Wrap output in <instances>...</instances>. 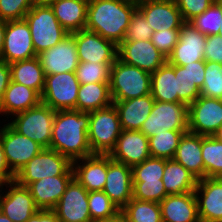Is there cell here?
I'll return each instance as SVG.
<instances>
[{"label": "cell", "instance_id": "obj_1", "mask_svg": "<svg viewBox=\"0 0 222 222\" xmlns=\"http://www.w3.org/2000/svg\"><path fill=\"white\" fill-rule=\"evenodd\" d=\"M90 112L58 110L52 126L50 149L71 161L93 155L89 141Z\"/></svg>", "mask_w": 222, "mask_h": 222}, {"label": "cell", "instance_id": "obj_2", "mask_svg": "<svg viewBox=\"0 0 222 222\" xmlns=\"http://www.w3.org/2000/svg\"><path fill=\"white\" fill-rule=\"evenodd\" d=\"M136 9L137 0H89L85 29L118 46Z\"/></svg>", "mask_w": 222, "mask_h": 222}, {"label": "cell", "instance_id": "obj_3", "mask_svg": "<svg viewBox=\"0 0 222 222\" xmlns=\"http://www.w3.org/2000/svg\"><path fill=\"white\" fill-rule=\"evenodd\" d=\"M112 101H125L151 94V73L125 64L118 58L110 69Z\"/></svg>", "mask_w": 222, "mask_h": 222}, {"label": "cell", "instance_id": "obj_4", "mask_svg": "<svg viewBox=\"0 0 222 222\" xmlns=\"http://www.w3.org/2000/svg\"><path fill=\"white\" fill-rule=\"evenodd\" d=\"M24 19L29 25L37 55L57 45L69 34L61 26L49 4L33 5Z\"/></svg>", "mask_w": 222, "mask_h": 222}, {"label": "cell", "instance_id": "obj_5", "mask_svg": "<svg viewBox=\"0 0 222 222\" xmlns=\"http://www.w3.org/2000/svg\"><path fill=\"white\" fill-rule=\"evenodd\" d=\"M60 175H74L72 161L56 150L43 148L15 174L14 180L27 187L42 178Z\"/></svg>", "mask_w": 222, "mask_h": 222}, {"label": "cell", "instance_id": "obj_6", "mask_svg": "<svg viewBox=\"0 0 222 222\" xmlns=\"http://www.w3.org/2000/svg\"><path fill=\"white\" fill-rule=\"evenodd\" d=\"M55 113L56 110L41 102L35 107L13 115L11 121L7 122L17 132L37 142L43 148H50Z\"/></svg>", "mask_w": 222, "mask_h": 222}, {"label": "cell", "instance_id": "obj_7", "mask_svg": "<svg viewBox=\"0 0 222 222\" xmlns=\"http://www.w3.org/2000/svg\"><path fill=\"white\" fill-rule=\"evenodd\" d=\"M122 132L118 112L112 104L90 112L88 141L93 154H109Z\"/></svg>", "mask_w": 222, "mask_h": 222}, {"label": "cell", "instance_id": "obj_8", "mask_svg": "<svg viewBox=\"0 0 222 222\" xmlns=\"http://www.w3.org/2000/svg\"><path fill=\"white\" fill-rule=\"evenodd\" d=\"M168 130H188V105L155 101L140 131L147 137Z\"/></svg>", "mask_w": 222, "mask_h": 222}, {"label": "cell", "instance_id": "obj_9", "mask_svg": "<svg viewBox=\"0 0 222 222\" xmlns=\"http://www.w3.org/2000/svg\"><path fill=\"white\" fill-rule=\"evenodd\" d=\"M80 83L75 72L46 75L42 103L53 110H76Z\"/></svg>", "mask_w": 222, "mask_h": 222}, {"label": "cell", "instance_id": "obj_10", "mask_svg": "<svg viewBox=\"0 0 222 222\" xmlns=\"http://www.w3.org/2000/svg\"><path fill=\"white\" fill-rule=\"evenodd\" d=\"M0 125V141L10 170L16 174L43 147L37 142L17 132L9 123Z\"/></svg>", "mask_w": 222, "mask_h": 222}, {"label": "cell", "instance_id": "obj_11", "mask_svg": "<svg viewBox=\"0 0 222 222\" xmlns=\"http://www.w3.org/2000/svg\"><path fill=\"white\" fill-rule=\"evenodd\" d=\"M222 125V99L199 96L188 106V131L212 136Z\"/></svg>", "mask_w": 222, "mask_h": 222}, {"label": "cell", "instance_id": "obj_12", "mask_svg": "<svg viewBox=\"0 0 222 222\" xmlns=\"http://www.w3.org/2000/svg\"><path fill=\"white\" fill-rule=\"evenodd\" d=\"M28 23L25 19L6 21L4 47L0 60L8 64L36 57Z\"/></svg>", "mask_w": 222, "mask_h": 222}, {"label": "cell", "instance_id": "obj_13", "mask_svg": "<svg viewBox=\"0 0 222 222\" xmlns=\"http://www.w3.org/2000/svg\"><path fill=\"white\" fill-rule=\"evenodd\" d=\"M3 186L7 189L2 187L0 193V211L12 222H26L39 210L27 187L15 180L4 182Z\"/></svg>", "mask_w": 222, "mask_h": 222}, {"label": "cell", "instance_id": "obj_14", "mask_svg": "<svg viewBox=\"0 0 222 222\" xmlns=\"http://www.w3.org/2000/svg\"><path fill=\"white\" fill-rule=\"evenodd\" d=\"M71 34L76 39L79 62L113 64L117 59L118 46L98 33L83 29Z\"/></svg>", "mask_w": 222, "mask_h": 222}, {"label": "cell", "instance_id": "obj_15", "mask_svg": "<svg viewBox=\"0 0 222 222\" xmlns=\"http://www.w3.org/2000/svg\"><path fill=\"white\" fill-rule=\"evenodd\" d=\"M117 58L125 64L136 66L151 74L167 62V57L151 40L122 41L118 45Z\"/></svg>", "mask_w": 222, "mask_h": 222}, {"label": "cell", "instance_id": "obj_16", "mask_svg": "<svg viewBox=\"0 0 222 222\" xmlns=\"http://www.w3.org/2000/svg\"><path fill=\"white\" fill-rule=\"evenodd\" d=\"M45 75L75 72L79 60L76 39L68 34L57 45L37 55Z\"/></svg>", "mask_w": 222, "mask_h": 222}, {"label": "cell", "instance_id": "obj_17", "mask_svg": "<svg viewBox=\"0 0 222 222\" xmlns=\"http://www.w3.org/2000/svg\"><path fill=\"white\" fill-rule=\"evenodd\" d=\"M53 211L60 222H93L89 213L88 191L73 178Z\"/></svg>", "mask_w": 222, "mask_h": 222}, {"label": "cell", "instance_id": "obj_18", "mask_svg": "<svg viewBox=\"0 0 222 222\" xmlns=\"http://www.w3.org/2000/svg\"><path fill=\"white\" fill-rule=\"evenodd\" d=\"M206 38L207 36L190 22H184L180 27L178 43L167 57V62L171 65L184 66L204 60Z\"/></svg>", "mask_w": 222, "mask_h": 222}, {"label": "cell", "instance_id": "obj_19", "mask_svg": "<svg viewBox=\"0 0 222 222\" xmlns=\"http://www.w3.org/2000/svg\"><path fill=\"white\" fill-rule=\"evenodd\" d=\"M137 9L154 32L180 29L184 23L175 0H137Z\"/></svg>", "mask_w": 222, "mask_h": 222}, {"label": "cell", "instance_id": "obj_20", "mask_svg": "<svg viewBox=\"0 0 222 222\" xmlns=\"http://www.w3.org/2000/svg\"><path fill=\"white\" fill-rule=\"evenodd\" d=\"M194 194L200 222H222V178L198 180Z\"/></svg>", "mask_w": 222, "mask_h": 222}, {"label": "cell", "instance_id": "obj_21", "mask_svg": "<svg viewBox=\"0 0 222 222\" xmlns=\"http://www.w3.org/2000/svg\"><path fill=\"white\" fill-rule=\"evenodd\" d=\"M103 192L121 210L133 198L132 168L108 155L106 182Z\"/></svg>", "mask_w": 222, "mask_h": 222}, {"label": "cell", "instance_id": "obj_22", "mask_svg": "<svg viewBox=\"0 0 222 222\" xmlns=\"http://www.w3.org/2000/svg\"><path fill=\"white\" fill-rule=\"evenodd\" d=\"M108 155L113 160L131 167L142 163L151 157L149 138L140 130H122L115 147Z\"/></svg>", "mask_w": 222, "mask_h": 222}, {"label": "cell", "instance_id": "obj_23", "mask_svg": "<svg viewBox=\"0 0 222 222\" xmlns=\"http://www.w3.org/2000/svg\"><path fill=\"white\" fill-rule=\"evenodd\" d=\"M107 167L108 154H93L72 161L74 178L88 192L103 191L106 182Z\"/></svg>", "mask_w": 222, "mask_h": 222}, {"label": "cell", "instance_id": "obj_24", "mask_svg": "<svg viewBox=\"0 0 222 222\" xmlns=\"http://www.w3.org/2000/svg\"><path fill=\"white\" fill-rule=\"evenodd\" d=\"M205 60L184 66L175 65L178 103L192 104L200 95L204 83Z\"/></svg>", "mask_w": 222, "mask_h": 222}, {"label": "cell", "instance_id": "obj_25", "mask_svg": "<svg viewBox=\"0 0 222 222\" xmlns=\"http://www.w3.org/2000/svg\"><path fill=\"white\" fill-rule=\"evenodd\" d=\"M73 178L74 175L42 178L30 183L27 188L39 210H53Z\"/></svg>", "mask_w": 222, "mask_h": 222}, {"label": "cell", "instance_id": "obj_26", "mask_svg": "<svg viewBox=\"0 0 222 222\" xmlns=\"http://www.w3.org/2000/svg\"><path fill=\"white\" fill-rule=\"evenodd\" d=\"M159 205L162 222H200L194 192L167 195Z\"/></svg>", "mask_w": 222, "mask_h": 222}, {"label": "cell", "instance_id": "obj_27", "mask_svg": "<svg viewBox=\"0 0 222 222\" xmlns=\"http://www.w3.org/2000/svg\"><path fill=\"white\" fill-rule=\"evenodd\" d=\"M154 102L151 94L125 101H113L122 130H140L150 115Z\"/></svg>", "mask_w": 222, "mask_h": 222}, {"label": "cell", "instance_id": "obj_28", "mask_svg": "<svg viewBox=\"0 0 222 222\" xmlns=\"http://www.w3.org/2000/svg\"><path fill=\"white\" fill-rule=\"evenodd\" d=\"M42 102L41 95L32 88L10 81L0 103V115L11 116L26 111Z\"/></svg>", "mask_w": 222, "mask_h": 222}, {"label": "cell", "instance_id": "obj_29", "mask_svg": "<svg viewBox=\"0 0 222 222\" xmlns=\"http://www.w3.org/2000/svg\"><path fill=\"white\" fill-rule=\"evenodd\" d=\"M202 135L187 131L180 139L174 160L182 164L198 180L204 178V161L201 156Z\"/></svg>", "mask_w": 222, "mask_h": 222}, {"label": "cell", "instance_id": "obj_30", "mask_svg": "<svg viewBox=\"0 0 222 222\" xmlns=\"http://www.w3.org/2000/svg\"><path fill=\"white\" fill-rule=\"evenodd\" d=\"M89 0H53L49 5L61 26L69 33L85 29Z\"/></svg>", "mask_w": 222, "mask_h": 222}, {"label": "cell", "instance_id": "obj_31", "mask_svg": "<svg viewBox=\"0 0 222 222\" xmlns=\"http://www.w3.org/2000/svg\"><path fill=\"white\" fill-rule=\"evenodd\" d=\"M162 182L168 195H182L194 192L198 179L182 164L172 159H165Z\"/></svg>", "mask_w": 222, "mask_h": 222}, {"label": "cell", "instance_id": "obj_32", "mask_svg": "<svg viewBox=\"0 0 222 222\" xmlns=\"http://www.w3.org/2000/svg\"><path fill=\"white\" fill-rule=\"evenodd\" d=\"M113 104L109 82L80 84L76 111L89 113Z\"/></svg>", "mask_w": 222, "mask_h": 222}, {"label": "cell", "instance_id": "obj_33", "mask_svg": "<svg viewBox=\"0 0 222 222\" xmlns=\"http://www.w3.org/2000/svg\"><path fill=\"white\" fill-rule=\"evenodd\" d=\"M9 65L12 81L32 88L40 95L42 94L46 75L37 56L27 60L15 61Z\"/></svg>", "mask_w": 222, "mask_h": 222}, {"label": "cell", "instance_id": "obj_34", "mask_svg": "<svg viewBox=\"0 0 222 222\" xmlns=\"http://www.w3.org/2000/svg\"><path fill=\"white\" fill-rule=\"evenodd\" d=\"M151 95L155 101L178 102L175 65L166 62L151 74Z\"/></svg>", "mask_w": 222, "mask_h": 222}, {"label": "cell", "instance_id": "obj_35", "mask_svg": "<svg viewBox=\"0 0 222 222\" xmlns=\"http://www.w3.org/2000/svg\"><path fill=\"white\" fill-rule=\"evenodd\" d=\"M201 156L204 161V178H222V142L202 135Z\"/></svg>", "mask_w": 222, "mask_h": 222}, {"label": "cell", "instance_id": "obj_36", "mask_svg": "<svg viewBox=\"0 0 222 222\" xmlns=\"http://www.w3.org/2000/svg\"><path fill=\"white\" fill-rule=\"evenodd\" d=\"M188 130H168L149 138L151 157L172 159L179 146L180 139Z\"/></svg>", "mask_w": 222, "mask_h": 222}, {"label": "cell", "instance_id": "obj_37", "mask_svg": "<svg viewBox=\"0 0 222 222\" xmlns=\"http://www.w3.org/2000/svg\"><path fill=\"white\" fill-rule=\"evenodd\" d=\"M127 222H162L159 203L132 198L122 209Z\"/></svg>", "mask_w": 222, "mask_h": 222}, {"label": "cell", "instance_id": "obj_38", "mask_svg": "<svg viewBox=\"0 0 222 222\" xmlns=\"http://www.w3.org/2000/svg\"><path fill=\"white\" fill-rule=\"evenodd\" d=\"M189 22L206 36L219 34L222 31V0L214 1L206 11Z\"/></svg>", "mask_w": 222, "mask_h": 222}, {"label": "cell", "instance_id": "obj_39", "mask_svg": "<svg viewBox=\"0 0 222 222\" xmlns=\"http://www.w3.org/2000/svg\"><path fill=\"white\" fill-rule=\"evenodd\" d=\"M88 206L92 221L109 219L121 212L103 191L88 192Z\"/></svg>", "mask_w": 222, "mask_h": 222}, {"label": "cell", "instance_id": "obj_40", "mask_svg": "<svg viewBox=\"0 0 222 222\" xmlns=\"http://www.w3.org/2000/svg\"><path fill=\"white\" fill-rule=\"evenodd\" d=\"M113 64L79 62L76 78L80 84L109 82L110 69Z\"/></svg>", "mask_w": 222, "mask_h": 222}, {"label": "cell", "instance_id": "obj_41", "mask_svg": "<svg viewBox=\"0 0 222 222\" xmlns=\"http://www.w3.org/2000/svg\"><path fill=\"white\" fill-rule=\"evenodd\" d=\"M201 96L222 99V64L205 60L204 83Z\"/></svg>", "mask_w": 222, "mask_h": 222}, {"label": "cell", "instance_id": "obj_42", "mask_svg": "<svg viewBox=\"0 0 222 222\" xmlns=\"http://www.w3.org/2000/svg\"><path fill=\"white\" fill-rule=\"evenodd\" d=\"M131 168L133 181L152 182L162 180L165 168V159L149 157L142 163L136 164Z\"/></svg>", "mask_w": 222, "mask_h": 222}, {"label": "cell", "instance_id": "obj_43", "mask_svg": "<svg viewBox=\"0 0 222 222\" xmlns=\"http://www.w3.org/2000/svg\"><path fill=\"white\" fill-rule=\"evenodd\" d=\"M133 198L141 201L160 203L168 194L162 180L146 182L133 181Z\"/></svg>", "mask_w": 222, "mask_h": 222}, {"label": "cell", "instance_id": "obj_44", "mask_svg": "<svg viewBox=\"0 0 222 222\" xmlns=\"http://www.w3.org/2000/svg\"><path fill=\"white\" fill-rule=\"evenodd\" d=\"M153 33L154 31L149 25V22H147L143 14L136 9L130 19L123 41L151 40Z\"/></svg>", "mask_w": 222, "mask_h": 222}, {"label": "cell", "instance_id": "obj_45", "mask_svg": "<svg viewBox=\"0 0 222 222\" xmlns=\"http://www.w3.org/2000/svg\"><path fill=\"white\" fill-rule=\"evenodd\" d=\"M33 5L31 0H0V19L5 21L24 19Z\"/></svg>", "mask_w": 222, "mask_h": 222}, {"label": "cell", "instance_id": "obj_46", "mask_svg": "<svg viewBox=\"0 0 222 222\" xmlns=\"http://www.w3.org/2000/svg\"><path fill=\"white\" fill-rule=\"evenodd\" d=\"M180 29H167L156 31L151 37L154 46L166 57H168L179 40Z\"/></svg>", "mask_w": 222, "mask_h": 222}, {"label": "cell", "instance_id": "obj_47", "mask_svg": "<svg viewBox=\"0 0 222 222\" xmlns=\"http://www.w3.org/2000/svg\"><path fill=\"white\" fill-rule=\"evenodd\" d=\"M215 0H175L184 22L202 14Z\"/></svg>", "mask_w": 222, "mask_h": 222}, {"label": "cell", "instance_id": "obj_48", "mask_svg": "<svg viewBox=\"0 0 222 222\" xmlns=\"http://www.w3.org/2000/svg\"><path fill=\"white\" fill-rule=\"evenodd\" d=\"M204 60L222 64V37L219 34L207 36Z\"/></svg>", "mask_w": 222, "mask_h": 222}, {"label": "cell", "instance_id": "obj_49", "mask_svg": "<svg viewBox=\"0 0 222 222\" xmlns=\"http://www.w3.org/2000/svg\"><path fill=\"white\" fill-rule=\"evenodd\" d=\"M11 81V68L10 65L0 60V103L3 99L5 90Z\"/></svg>", "mask_w": 222, "mask_h": 222}, {"label": "cell", "instance_id": "obj_50", "mask_svg": "<svg viewBox=\"0 0 222 222\" xmlns=\"http://www.w3.org/2000/svg\"><path fill=\"white\" fill-rule=\"evenodd\" d=\"M26 222H60L53 210H38Z\"/></svg>", "mask_w": 222, "mask_h": 222}, {"label": "cell", "instance_id": "obj_51", "mask_svg": "<svg viewBox=\"0 0 222 222\" xmlns=\"http://www.w3.org/2000/svg\"><path fill=\"white\" fill-rule=\"evenodd\" d=\"M0 178L4 182L13 181L15 179V174L10 170L6 159H5V153L0 141Z\"/></svg>", "mask_w": 222, "mask_h": 222}, {"label": "cell", "instance_id": "obj_52", "mask_svg": "<svg viewBox=\"0 0 222 222\" xmlns=\"http://www.w3.org/2000/svg\"><path fill=\"white\" fill-rule=\"evenodd\" d=\"M5 31H6V21L0 19V57L4 47Z\"/></svg>", "mask_w": 222, "mask_h": 222}, {"label": "cell", "instance_id": "obj_53", "mask_svg": "<svg viewBox=\"0 0 222 222\" xmlns=\"http://www.w3.org/2000/svg\"><path fill=\"white\" fill-rule=\"evenodd\" d=\"M93 222H127L125 216L123 215L122 212L118 213L116 216L109 218V219H104V220H98V221H93Z\"/></svg>", "mask_w": 222, "mask_h": 222}, {"label": "cell", "instance_id": "obj_54", "mask_svg": "<svg viewBox=\"0 0 222 222\" xmlns=\"http://www.w3.org/2000/svg\"><path fill=\"white\" fill-rule=\"evenodd\" d=\"M213 136L222 142V125L221 127L213 134Z\"/></svg>", "mask_w": 222, "mask_h": 222}, {"label": "cell", "instance_id": "obj_55", "mask_svg": "<svg viewBox=\"0 0 222 222\" xmlns=\"http://www.w3.org/2000/svg\"><path fill=\"white\" fill-rule=\"evenodd\" d=\"M34 5L50 4L53 0H31Z\"/></svg>", "mask_w": 222, "mask_h": 222}, {"label": "cell", "instance_id": "obj_56", "mask_svg": "<svg viewBox=\"0 0 222 222\" xmlns=\"http://www.w3.org/2000/svg\"><path fill=\"white\" fill-rule=\"evenodd\" d=\"M0 222H12V221L0 211Z\"/></svg>", "mask_w": 222, "mask_h": 222}, {"label": "cell", "instance_id": "obj_57", "mask_svg": "<svg viewBox=\"0 0 222 222\" xmlns=\"http://www.w3.org/2000/svg\"><path fill=\"white\" fill-rule=\"evenodd\" d=\"M3 184H4V181L0 178V193H1L2 187H4Z\"/></svg>", "mask_w": 222, "mask_h": 222}]
</instances>
